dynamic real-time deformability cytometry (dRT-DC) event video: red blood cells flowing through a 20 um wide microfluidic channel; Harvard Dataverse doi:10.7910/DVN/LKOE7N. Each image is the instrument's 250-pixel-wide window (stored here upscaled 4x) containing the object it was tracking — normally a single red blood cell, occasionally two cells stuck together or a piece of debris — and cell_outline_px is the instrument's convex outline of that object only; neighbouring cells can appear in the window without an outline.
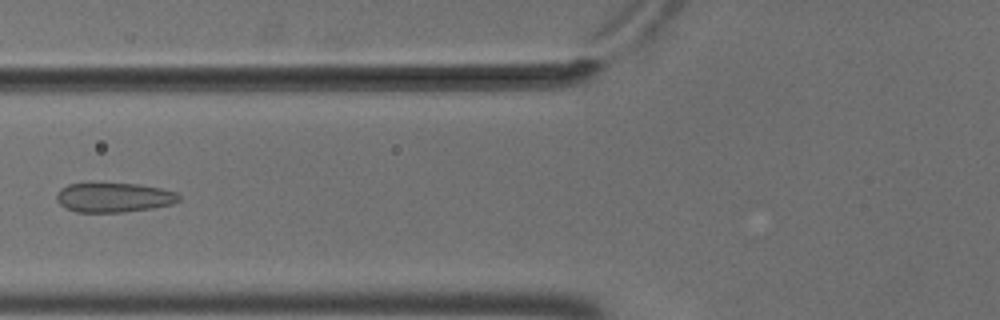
{"species": "common noctule bat (a hibernating species)", "species_latin": "Nyctalus noctula", "temperature_condition": "cold", "stored_images_in_passage": 5, "camera_frame_rate_fps": 3000, "um_per_image_px": 0.085, "animal": {"sex": "male", "body_mass_g": 18.8}, "frame": {"image": 1, "passage_image": 5, "time_ms": 1.333, "image_size_px": [1000, 320], "cell_outline_px": [[180, 200], [172, 204], [152, 208], [124, 212], [76, 212], [64, 208], [56, 200], [56, 192], [60, 188], [68, 184], [88, 180], [92, 180], [140, 184], [160, 188], [176, 192], [180, 196]], "centroid_in_image_um": [9.59, 16.73], "position_along_channel_um": 116.2, "area_um2": 22.14}}